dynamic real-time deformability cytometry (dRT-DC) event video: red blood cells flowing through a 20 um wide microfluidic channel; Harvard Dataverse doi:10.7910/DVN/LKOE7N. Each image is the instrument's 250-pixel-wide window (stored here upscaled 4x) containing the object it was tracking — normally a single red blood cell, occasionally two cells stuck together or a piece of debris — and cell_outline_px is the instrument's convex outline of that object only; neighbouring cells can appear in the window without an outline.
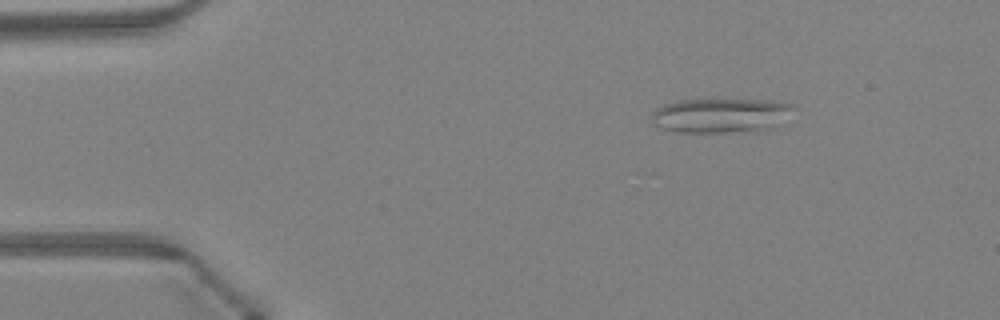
{"species": "Egyptian fruit bat (a non-hibernating species)", "species_latin": "Rousettus aegyptiacus", "temperature_condition": "warm", "stored_images_in_passage": 20, "camera_frame_rate_fps": 3000, "um_per_image_px": 0.085, "animal": {"sex": "female"}, "frame": {"image": 1, "passage_image": 1, "time_ms": 0.0, "image_size_px": [1000, 320], "cell_outline_px": [[792, 108], [764, 128], [724, 132], [676, 132], [664, 128], [656, 124], [652, 120], [652, 112], [656, 108], [664, 104], [680, 100], [764, 100], [792, 104]], "centroid_in_image_um": [61.04, 9.78], "position_along_channel_um": 24.0, "area_um2": 26.88}}
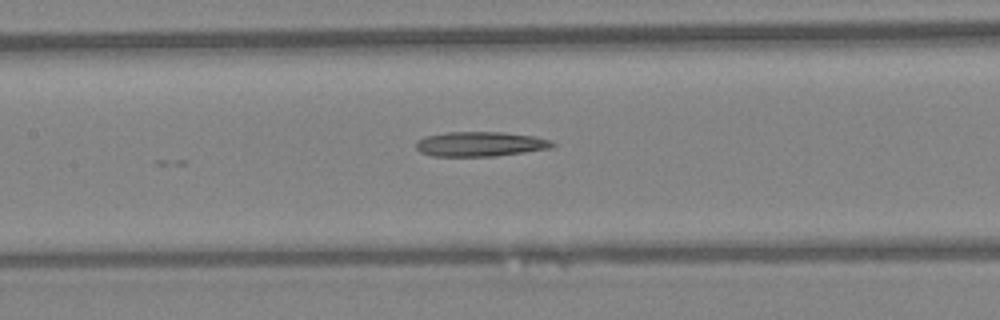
{"frame": {"image": 2, "passage_image": 16, "time_ms": 5.0, "image_size_px": [1000, 320], "cell_outline_px": [[556, 144], [552, 148], [496, 156], [432, 156], [420, 152], [416, 148], [416, 140], [424, 136], [448, 132], [504, 132], [536, 136], [552, 140]], "centroid_in_image_um": [40.84, 12.24], "position_along_channel_um": 166.6, "area_um2": 19.88}}
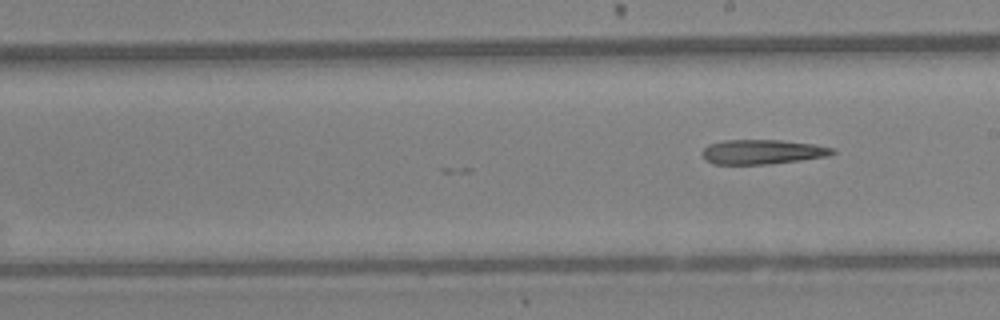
{"frame": {"image": 3, "passage_image": 20, "time_ms": 6.333, "image_size_px": [1000, 320], "cell_outline_px": [[836, 152], [828, 156], [800, 160], [768, 164], [712, 164], [704, 160], [700, 152], [708, 144], [724, 140], [780, 140], [812, 144], [832, 148]], "centroid_in_image_um": [64.72, 12.91], "position_along_channel_um": 224.3, "area_um2": 18.67}}